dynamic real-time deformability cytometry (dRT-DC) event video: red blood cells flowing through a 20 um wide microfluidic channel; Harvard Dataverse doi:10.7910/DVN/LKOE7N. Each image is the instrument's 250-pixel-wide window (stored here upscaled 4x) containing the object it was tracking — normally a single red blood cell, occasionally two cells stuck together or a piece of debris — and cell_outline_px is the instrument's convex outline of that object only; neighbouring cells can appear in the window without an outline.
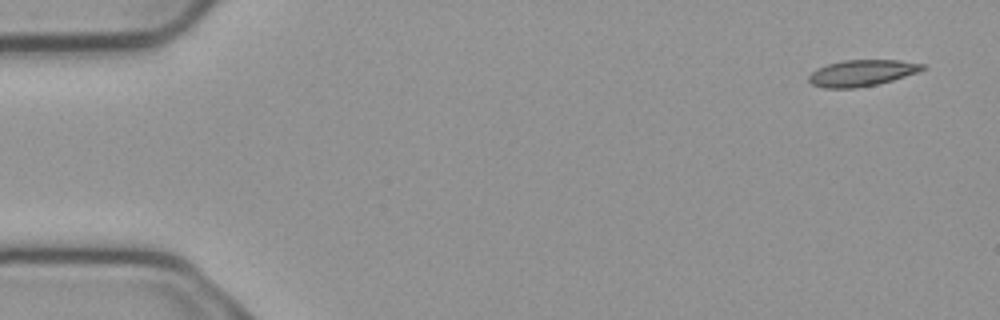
{"species": "common noctule bat (a hibernating species)", "species_latin": "Nyctalus noctula", "temperature_condition": "cold", "stored_images_in_passage": 4, "camera_frame_rate_fps": 3000, "um_per_image_px": 0.085, "animal": {"sex": "male", "body_mass_g": 23.1, "forearm_length_mm": 52.7}, "frame": {"image": 1, "passage_image": 1, "time_ms": 0.0, "image_size_px": [1000, 320], "cell_outline_px": [[928, 68], [892, 80], [876, 84], [856, 88], [824, 88], [812, 84], [808, 80], [808, 76], [816, 68], [828, 64], [844, 60], [900, 60], [924, 64]], "centroid_in_image_um": [73.24, 6.2], "position_along_channel_um": 11.8, "area_um2": 17.34}}
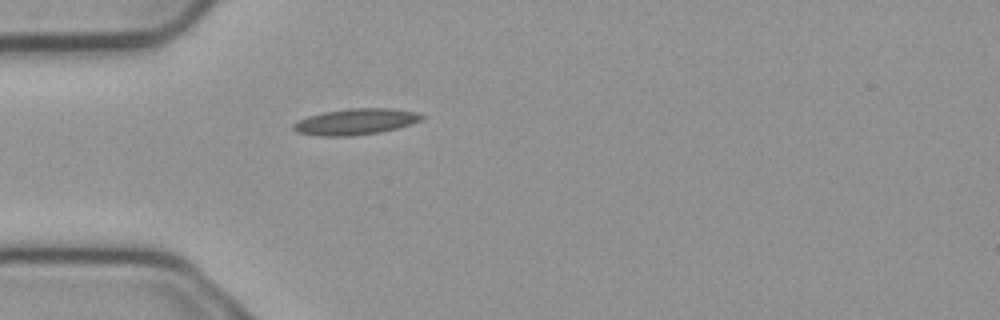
{"frame": {"image": 2, "passage_image": 4, "time_ms": 1.0, "image_size_px": [1000, 320], "cell_outline_px": [[424, 116], [420, 120], [412, 124], [380, 132], [348, 136], [320, 136], [296, 132], [292, 128], [292, 124], [296, 120], [308, 116], [324, 112], [348, 108], [388, 108], [420, 112]], "centroid_in_image_um": [30.2, 10.34], "position_along_channel_um": 54.8, "area_um2": 19.59}}